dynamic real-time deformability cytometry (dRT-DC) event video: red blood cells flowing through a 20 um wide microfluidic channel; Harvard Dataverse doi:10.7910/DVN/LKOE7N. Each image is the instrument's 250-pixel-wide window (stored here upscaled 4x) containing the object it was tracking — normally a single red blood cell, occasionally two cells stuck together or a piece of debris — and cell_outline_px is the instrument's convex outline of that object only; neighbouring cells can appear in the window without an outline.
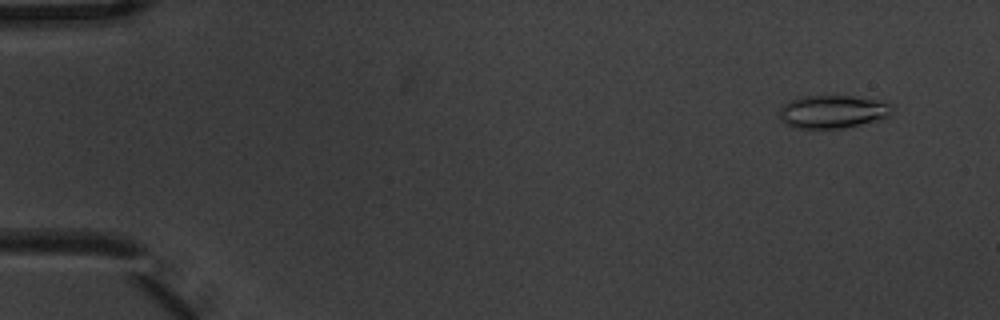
{"species": "common noctule bat (a hibernating species)", "species_latin": "Nyctalus noctula", "temperature_condition": "warm", "stored_images_in_passage": 8, "camera_frame_rate_fps": 3000, "um_per_image_px": 0.085, "animal": {"sex": "male", "body_mass_g": 20.1, "forearm_length_mm": 53.5}, "frame": {"image": 1, "passage_image": 1, "time_ms": 0.0, "image_size_px": [1000, 320], "cell_outline_px": [[892, 116], [880, 120], [840, 128], [796, 128], [780, 120], [780, 108], [788, 100], [800, 96], [852, 96], [884, 100], [892, 104]], "centroid_in_image_um": [70.83, 9.47], "position_along_channel_um": 14.2, "area_um2": 21.96}}
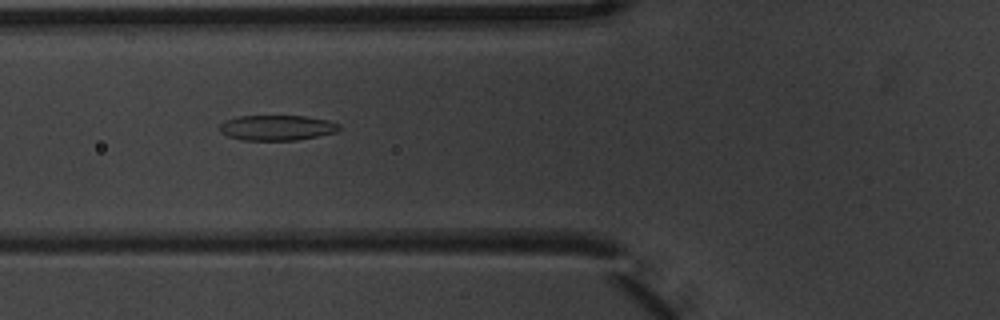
{"frame": {"image": 2, "passage_image": 6, "time_ms": 1.667, "image_size_px": [1000, 320], "cell_outline_px": [[340, 128], [336, 132], [296, 140], [244, 140], [228, 136], [220, 132], [220, 124], [224, 120], [240, 116], [304, 116], [328, 120], [340, 124]], "centroid_in_image_um": [23.53, 10.85], "position_along_channel_um": 102.3, "area_um2": 17.51}}
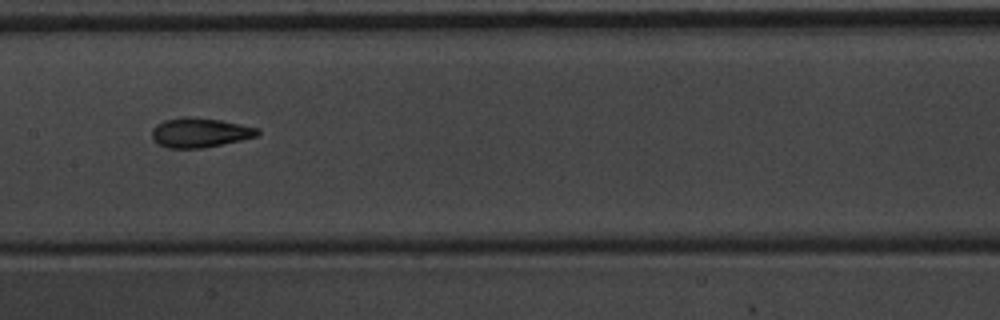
{"frame": {"image": 3, "passage_image": 8, "time_ms": 2.333, "image_size_px": [1000, 320], "cell_outline_px": [[260, 132], [256, 136], [240, 140], [204, 148], [168, 148], [152, 140], [152, 128], [156, 124], [164, 120], [184, 116], [188, 116], [220, 120], [260, 128]], "centroid_in_image_um": [16.96, 11.26], "position_along_channel_um": 190.4, "area_um2": 18.21}}